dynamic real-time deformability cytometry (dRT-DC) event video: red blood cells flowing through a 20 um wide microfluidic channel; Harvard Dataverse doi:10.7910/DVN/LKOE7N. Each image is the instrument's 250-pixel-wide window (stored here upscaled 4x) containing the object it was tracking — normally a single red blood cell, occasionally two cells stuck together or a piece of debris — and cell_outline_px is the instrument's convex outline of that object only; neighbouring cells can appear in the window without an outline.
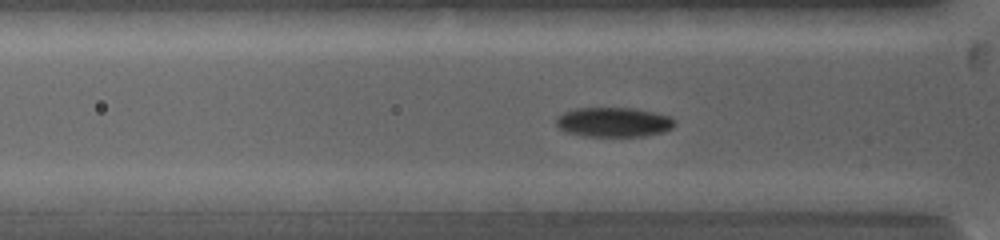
{"species": "common noctule bat (a hibernating species)", "species_latin": "Nyctalus noctula", "temperature_condition": "warm", "stored_images_in_passage": 41, "camera_frame_rate_fps": 5000, "um_per_image_px": 0.085, "animal": {"sex": "female", "body_mass_g": 19.0, "forearm_length_mm": 53.3}, "frame": {"image": 1, "passage_image": 11, "time_ms": 2.8, "image_size_px": [1000, 240], "cell_outline_px": [[676, 124], [672, 128], [664, 132], [644, 136], [588, 136], [564, 132], [556, 124], [556, 116], [572, 108], [636, 108], [668, 116], [676, 120]], "centroid_in_image_um": [52.15, 10.38], "position_along_channel_um": 73.7, "area_um2": 20.58}}
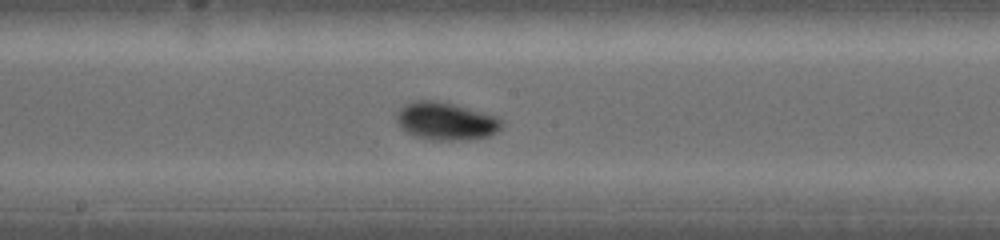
{"frame": {"image": 2, "passage_image": 20, "time_ms": 6.2, "image_size_px": [1000, 240], "cell_outline_px": [[504, 124], [496, 132], [488, 136], [464, 140], [432, 140], [412, 136], [400, 128], [396, 120], [396, 112], [404, 104], [412, 100], [436, 100], [456, 104], [496, 116], [504, 120]], "centroid_in_image_um": [37.87, 10.29], "position_along_channel_um": 210.3, "area_um2": 23.58}}
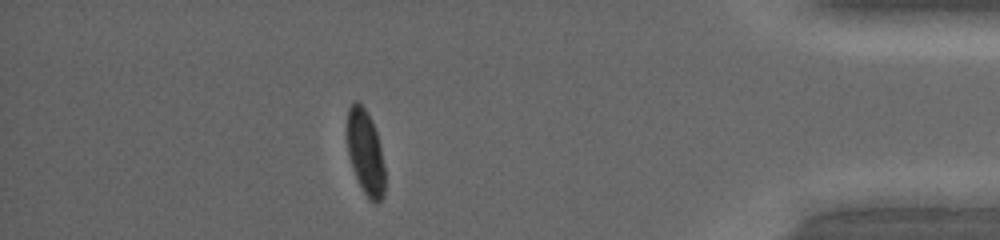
{"frame": {"image": 3, "passage_image": 35, "time_ms": 12.2, "image_size_px": [1000, 240], "cell_outline_px": [[384, 196], [376, 204], [368, 200], [356, 176], [348, 152], [348, 108], [356, 100], [368, 112], [372, 120], [380, 144], [384, 168]], "centroid_in_image_um": [31.08, 12.97], "position_along_channel_um": 404.1, "area_um2": 18.32}, "authors_computed_cell_mechanics": {"area_um2": 20.23, "velocity_mm_per_s": 4.0304, "shape_relaxation_time_tau1_ms": 2.8119, "shape_relaxation_time_tau2_ms": null, "deformation_change_tau1": 0.1519, "deformation_change_tau2": null}}